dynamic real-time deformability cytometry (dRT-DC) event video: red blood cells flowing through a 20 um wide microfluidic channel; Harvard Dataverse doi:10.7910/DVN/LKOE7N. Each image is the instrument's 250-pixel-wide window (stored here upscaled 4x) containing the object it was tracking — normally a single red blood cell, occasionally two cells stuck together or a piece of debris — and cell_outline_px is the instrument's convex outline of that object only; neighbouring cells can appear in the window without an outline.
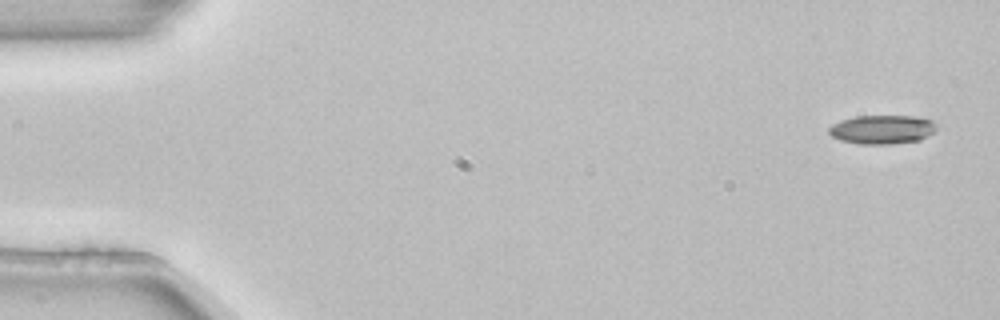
{"species": "common noctule bat (a hibernating species)", "species_latin": "Nyctalus noctula", "temperature_condition": "room temperature", "stored_images_in_passage": 6, "segment_of_instrument_passage": [2, 2], "camera_frame_rate_fps": 3000, "um_per_image_px": 0.085, "animal": {"sex": "female", "body_mass_g": 22.7, "forearm_length_mm": 54.2}, "frame": {"image": 1, "passage_image": 6, "time_ms": 1.667, "image_size_px": [1000, 320], "cell_outline_px": [[936, 128], [932, 132], [920, 140], [892, 144], [860, 144], [840, 140], [832, 136], [828, 132], [828, 128], [832, 124], [840, 120], [856, 116], [916, 116], [932, 120], [936, 124]], "centroid_in_image_um": [74.96, 11.0], "position_along_channel_um": 10.0, "area_um2": 18.15}}